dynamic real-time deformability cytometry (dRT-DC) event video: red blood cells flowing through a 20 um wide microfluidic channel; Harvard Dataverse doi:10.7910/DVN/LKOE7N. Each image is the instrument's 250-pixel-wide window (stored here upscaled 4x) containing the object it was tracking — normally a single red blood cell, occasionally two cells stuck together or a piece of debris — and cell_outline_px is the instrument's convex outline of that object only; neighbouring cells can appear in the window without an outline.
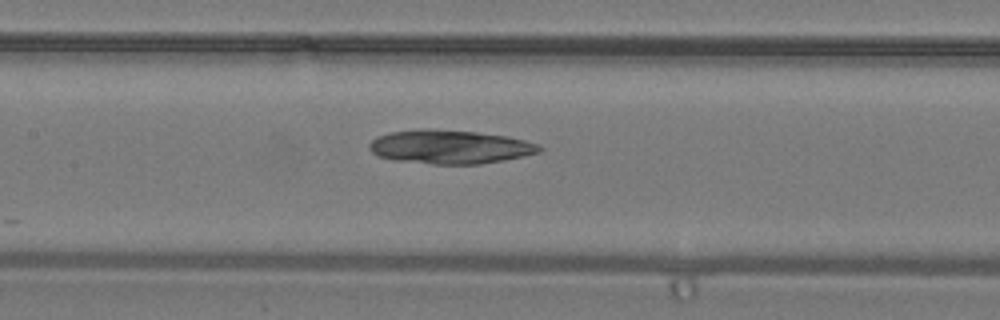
{"species": "common noctule bat (a hibernating species)", "species_latin": "Nyctalus noctula", "temperature_condition": "warm", "stored_images_in_passage": 38, "camera_frame_rate_fps": 3000, "um_per_image_px": 0.085, "animal": {"sex": "male", "body_mass_g": 19.2, "forearm_length_mm": 51.8}, "frame": {"image": 1, "passage_image": 18, "time_ms": 5.667, "image_size_px": [1000, 320], "cell_outline_px": [[544, 148], [540, 152], [524, 156], [504, 160], [480, 164], [432, 164], [396, 160], [376, 156], [368, 148], [368, 144], [376, 136], [388, 132], [420, 128], [432, 128], [476, 132], [508, 136], [524, 140], [536, 144]], "centroid_in_image_um": [38.2, 12.47], "position_along_channel_um": 169.2, "area_um2": 33.81}}
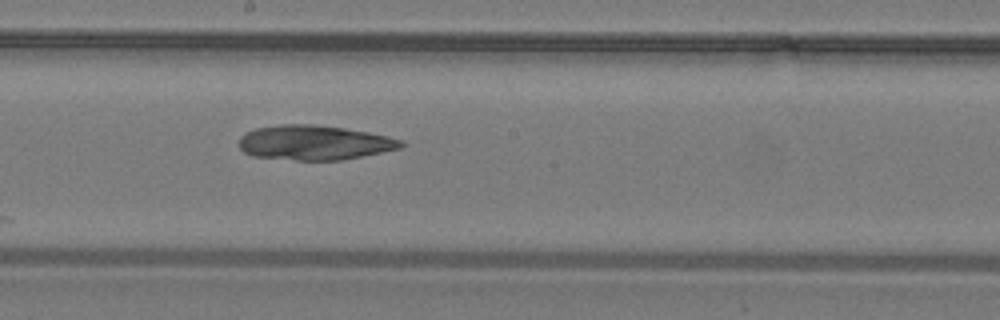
{"frame": {"image": 2, "passage_image": 21, "time_ms": 6.667, "image_size_px": [1000, 320], "cell_outline_px": [[404, 144], [400, 148], [344, 160], [296, 160], [252, 156], [244, 152], [240, 148], [240, 136], [244, 132], [256, 128], [280, 124], [312, 124], [344, 128], [368, 132], [388, 136], [404, 140]], "centroid_in_image_um": [26.71, 12.12], "position_along_channel_um": 221.5, "area_um2": 32.83}}
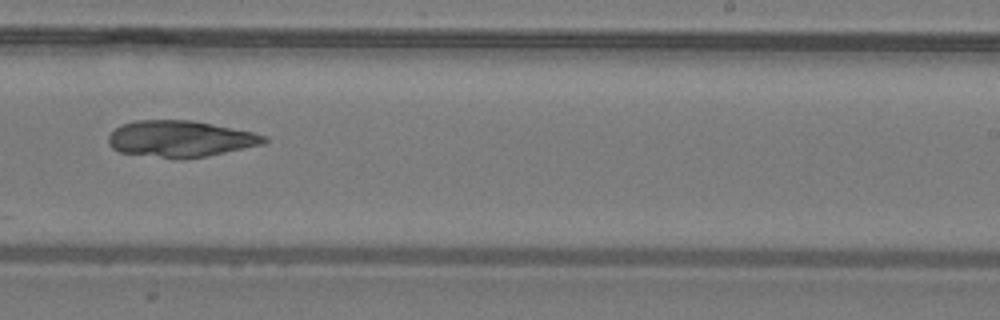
{"frame": {"image": 3, "passage_image": 24, "time_ms": 7.667, "image_size_px": [1000, 320], "cell_outline_px": [[268, 140], [264, 144], [208, 156], [180, 160], [176, 160], [120, 152], [112, 148], [108, 144], [108, 136], [120, 124], [136, 120], [192, 120], [252, 132], [268, 136]], "centroid_in_image_um": [15.32, 11.81], "position_along_channel_um": 273.7, "area_um2": 33.35}}